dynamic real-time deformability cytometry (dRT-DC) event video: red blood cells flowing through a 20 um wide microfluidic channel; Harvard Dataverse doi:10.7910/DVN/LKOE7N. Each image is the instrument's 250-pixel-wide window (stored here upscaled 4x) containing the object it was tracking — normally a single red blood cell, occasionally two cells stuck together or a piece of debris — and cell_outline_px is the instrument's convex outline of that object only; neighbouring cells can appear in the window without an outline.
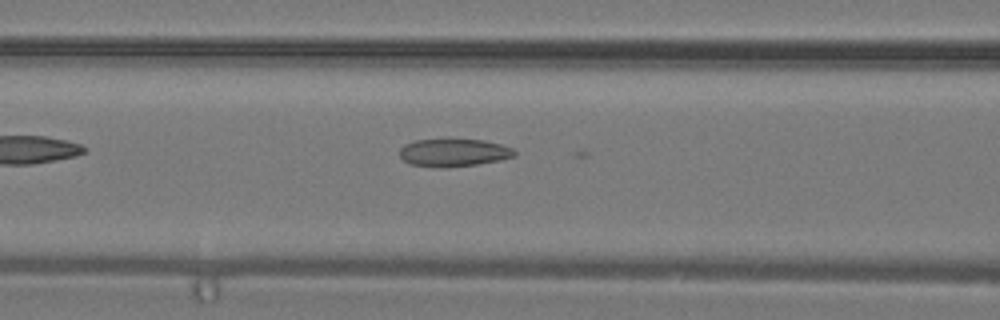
{"species": "common noctule bat (a hibernating species)", "species_latin": "Nyctalus noctula", "temperature_condition": "warm", "stored_images_in_passage": 5, "camera_frame_rate_fps": 3000, "um_per_image_px": 0.085, "animal": {"sex": "male", "body_mass_g": 19.2, "forearm_length_mm": 51.8}, "frame": {"image": 1, "passage_image": 4, "time_ms": 1.0, "image_size_px": [1000, 320], "cell_outline_px": [[516, 156], [500, 160], [476, 164], [412, 164], [404, 160], [400, 156], [400, 148], [404, 144], [416, 140], [444, 136], [484, 140], [500, 144], [512, 148], [516, 152]], "centroid_in_image_um": [38.59, 12.86], "position_along_channel_um": 128.0, "area_um2": 18.38}}